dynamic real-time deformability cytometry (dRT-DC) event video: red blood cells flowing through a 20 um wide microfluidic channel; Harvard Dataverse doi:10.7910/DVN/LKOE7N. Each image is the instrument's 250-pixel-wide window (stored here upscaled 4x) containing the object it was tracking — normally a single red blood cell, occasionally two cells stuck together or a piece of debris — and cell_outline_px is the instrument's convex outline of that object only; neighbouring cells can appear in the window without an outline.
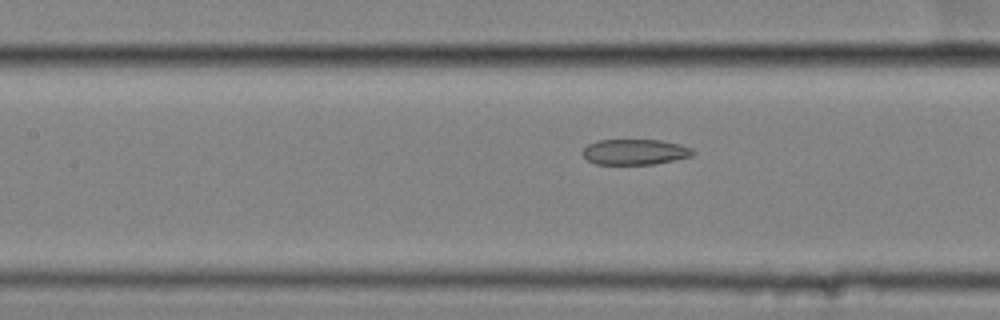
{"species": "common noctule bat (a hibernating species)", "species_latin": "Nyctalus noctula", "temperature_condition": "cold", "stored_images_in_passage": 59, "segment_of_instrument_passage": [2, 2], "camera_frame_rate_fps": 3000, "um_per_image_px": 0.085, "animal": {"sex": "female", "body_mass_g": 25.1}, "frame": {"image": 1, "passage_image": 28, "time_ms": 9.0, "image_size_px": [1000, 320], "cell_outline_px": [[696, 152], [692, 156], [656, 164], [596, 164], [588, 160], [580, 152], [588, 144], [596, 140], [660, 140], [680, 144], [692, 148]], "centroid_in_image_um": [53.97, 12.91], "position_along_channel_um": 153.4, "area_um2": 16.53}}
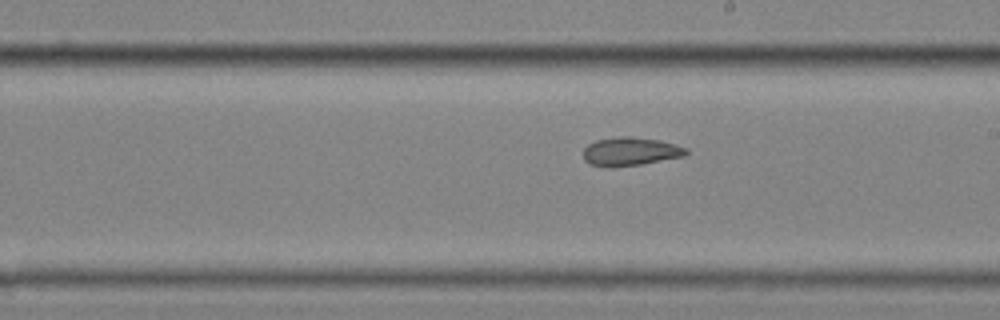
{"frame": {"image": 2, "passage_image": 35, "time_ms": 11.333, "image_size_px": [1000, 320], "cell_outline_px": [[688, 152], [684, 156], [640, 164], [588, 164], [584, 160], [584, 148], [588, 144], [596, 140], [620, 136], [632, 136], [660, 140], [676, 144], [688, 148]], "centroid_in_image_um": [53.64, 12.82], "position_along_channel_um": 235.4, "area_um2": 16.47}}
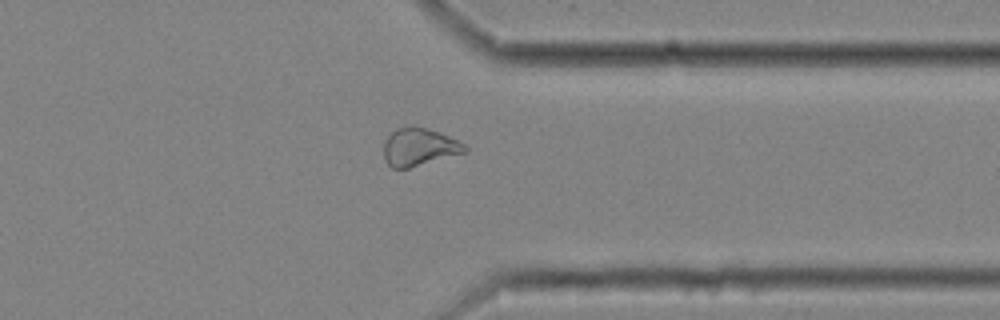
{"frame": {"image": 3, "passage_image": 47, "time_ms": 15.333, "image_size_px": [1000, 320], "cell_outline_px": [[468, 152], [408, 168], [392, 168], [384, 160], [384, 140], [396, 128], [424, 128], [440, 132], [464, 144], [468, 148]], "centroid_in_image_um": [35.63, 12.52], "position_along_channel_um": 375.8, "area_um2": 17.57}}